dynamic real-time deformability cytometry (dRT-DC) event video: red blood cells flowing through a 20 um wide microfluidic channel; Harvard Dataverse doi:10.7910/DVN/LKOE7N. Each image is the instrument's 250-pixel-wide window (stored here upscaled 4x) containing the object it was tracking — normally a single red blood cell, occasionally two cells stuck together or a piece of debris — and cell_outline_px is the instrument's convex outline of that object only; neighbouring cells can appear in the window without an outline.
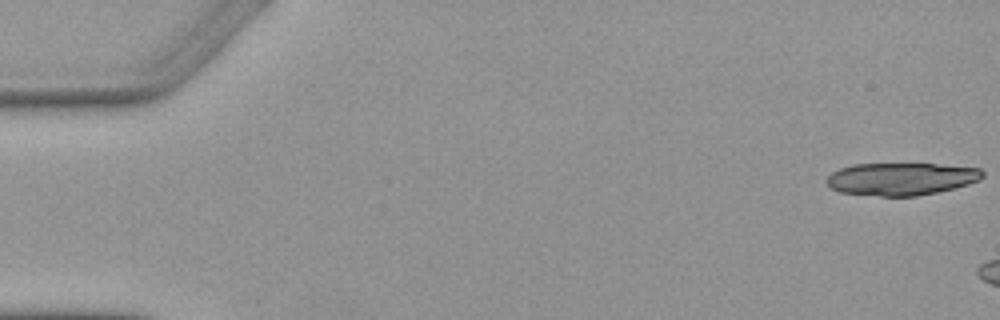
{"species": "Egyptian fruit bat (a non-hibernating species)", "species_latin": "Rousettus aegyptiacus", "temperature_condition": "warm", "stored_images_in_passage": 6, "camera_frame_rate_fps": 3000, "um_per_image_px": 0.085, "animal": {"sex": "female"}, "frame": {"image": 1, "passage_image": 1, "time_ms": 0.0, "image_size_px": [1000, 320], "cell_outline_px": [[984, 176], [980, 180], [968, 184], [936, 192], [916, 196], [880, 196], [840, 192], [832, 188], [824, 180], [832, 172], [840, 168], [852, 164], [936, 164], [980, 168], [984, 172]], "centroid_in_image_um": [76.59, 15.2], "position_along_channel_um": 8.4, "area_um2": 29.48}}